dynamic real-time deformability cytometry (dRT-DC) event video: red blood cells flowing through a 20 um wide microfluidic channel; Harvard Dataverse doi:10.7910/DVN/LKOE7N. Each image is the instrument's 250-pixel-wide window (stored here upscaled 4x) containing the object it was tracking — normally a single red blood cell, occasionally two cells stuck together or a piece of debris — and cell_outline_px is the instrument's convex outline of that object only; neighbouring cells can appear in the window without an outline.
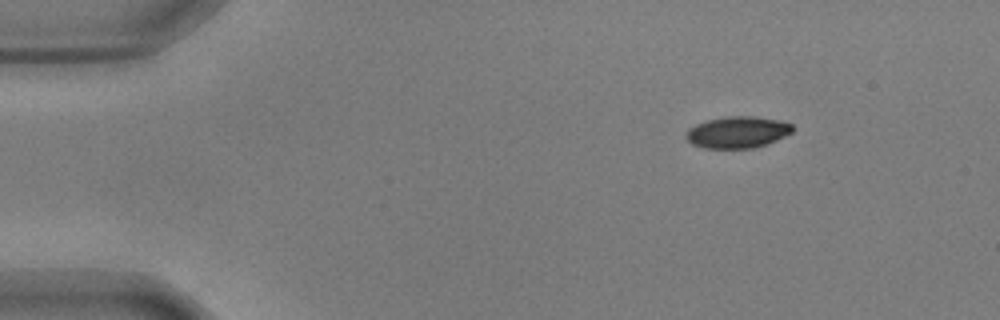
{"species": "common noctule bat (a hibernating species)", "species_latin": "Nyctalus noctula", "temperature_condition": "warm", "stored_images_in_passage": 49, "camera_frame_rate_fps": 3000, "um_per_image_px": 0.085, "animal": {"sex": "male", "body_mass_g": 17.9, "forearm_length_mm": 54.2}, "frame": {"image": 1, "passage_image": 1, "time_ms": 0.0, "image_size_px": [1000, 320], "cell_outline_px": [[796, 128], [792, 132], [776, 140], [752, 148], [704, 148], [692, 144], [684, 136], [688, 128], [696, 124], [708, 120], [728, 116], [756, 116], [780, 120], [792, 124]], "centroid_in_image_um": [62.69, 11.23], "position_along_channel_um": 22.3, "area_um2": 19.65}}
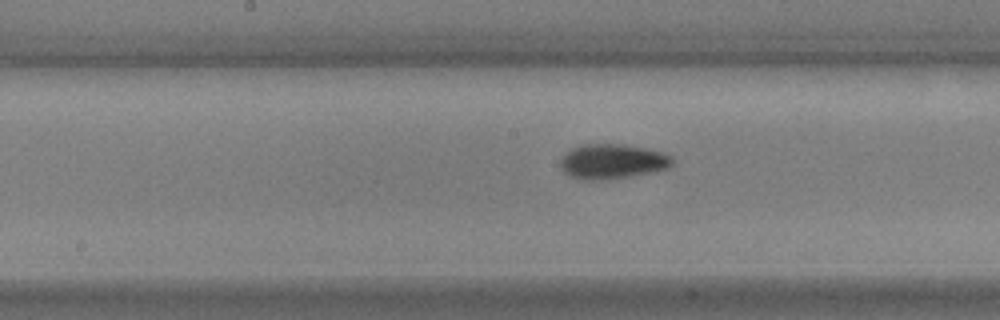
{"frame": {"image": 2, "passage_image": 22, "time_ms": 7.0, "image_size_px": [1000, 320], "cell_outline_px": [[676, 160], [668, 168], [656, 172], [608, 180], [580, 180], [564, 172], [560, 168], [560, 160], [572, 148], [584, 144], [624, 144], [664, 152], [672, 156]], "centroid_in_image_um": [52.1, 13.74], "position_along_channel_um": 196.1, "area_um2": 23.06}}
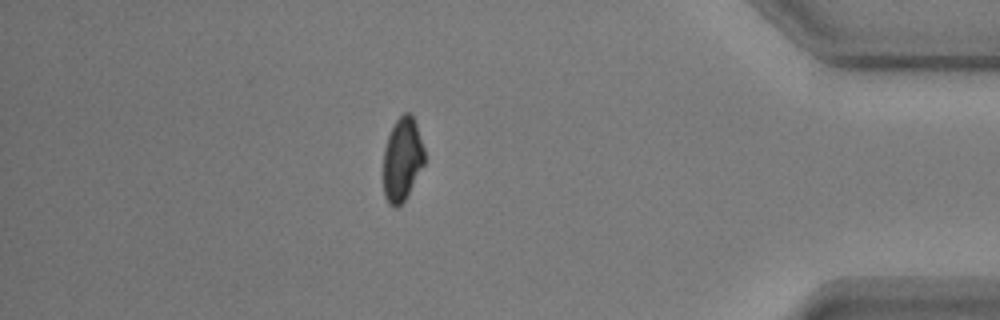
{"frame": {"image": 3, "passage_image": 42, "time_ms": 13.667, "image_size_px": [1000, 320], "cell_outline_px": [[424, 164], [408, 196], [396, 208], [388, 204], [384, 196], [384, 148], [388, 136], [396, 120], [404, 112], [408, 112], [412, 116], [416, 124], [424, 148]], "centroid_in_image_um": [34.19, 13.57], "position_along_channel_um": 401.0, "area_um2": 19.94}, "authors_computed_cell_mechanics": {"area_um2": 20.9814, "velocity_mm_per_s": 3.6313, "shape_relaxation_time_tau1_ms": 3.6466, "shape_relaxation_time_tau2_ms": 4.4563, "deformation_change_tau1": 0.1383, "deformation_change_tau2": 0.0755}}